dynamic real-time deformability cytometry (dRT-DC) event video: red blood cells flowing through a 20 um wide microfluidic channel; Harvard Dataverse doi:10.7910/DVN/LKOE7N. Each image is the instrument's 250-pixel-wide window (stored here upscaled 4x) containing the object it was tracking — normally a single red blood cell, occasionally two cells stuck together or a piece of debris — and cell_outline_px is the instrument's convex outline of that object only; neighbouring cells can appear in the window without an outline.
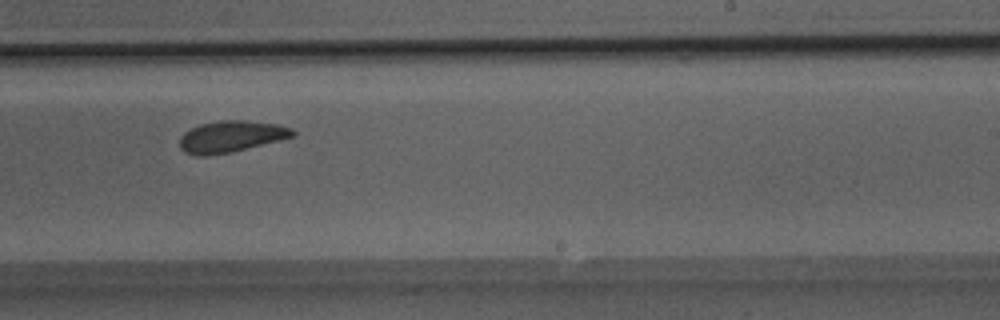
{"species": "Egyptian fruit bat (a non-hibernating species)", "species_latin": "Rousettus aegyptiacus", "temperature_condition": "room temperature", "stored_images_in_passage": 27, "camera_frame_rate_fps": 3000, "um_per_image_px": 0.085, "animal": {"sex": "male"}, "frame": {"image": 1, "passage_image": 17, "time_ms": 5.333, "image_size_px": [1000, 320], "cell_outline_px": [[296, 136], [232, 152], [208, 156], [196, 156], [184, 152], [180, 148], [180, 136], [184, 132], [200, 124], [220, 120], [244, 120], [276, 124], [292, 128], [296, 132]], "centroid_in_image_um": [19.63, 11.61], "position_along_channel_um": 269.4, "area_um2": 20.87}}
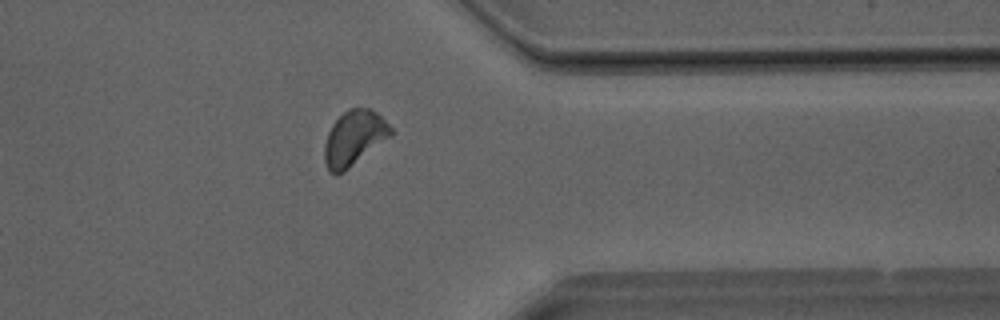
{"frame": {"image": 2, "passage_image": 24, "time_ms": 7.667, "image_size_px": [1000, 320], "cell_outline_px": [[392, 136], [344, 172], [336, 176], [328, 172], [324, 160], [324, 144], [328, 132], [332, 124], [348, 108], [372, 108], [392, 128]], "centroid_in_image_um": [30.08, 11.77], "position_along_channel_um": 381.3, "area_um2": 21.44}}